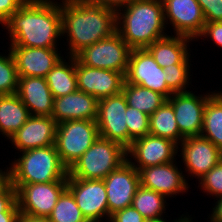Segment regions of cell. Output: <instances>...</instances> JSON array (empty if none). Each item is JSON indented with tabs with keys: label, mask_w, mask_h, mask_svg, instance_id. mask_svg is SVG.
Listing matches in <instances>:
<instances>
[{
	"label": "cell",
	"mask_w": 222,
	"mask_h": 222,
	"mask_svg": "<svg viewBox=\"0 0 222 222\" xmlns=\"http://www.w3.org/2000/svg\"><path fill=\"white\" fill-rule=\"evenodd\" d=\"M8 167L11 184L48 183L68 179L55 145L20 152Z\"/></svg>",
	"instance_id": "277c9868"
},
{
	"label": "cell",
	"mask_w": 222,
	"mask_h": 222,
	"mask_svg": "<svg viewBox=\"0 0 222 222\" xmlns=\"http://www.w3.org/2000/svg\"><path fill=\"white\" fill-rule=\"evenodd\" d=\"M57 123L51 116L31 115L25 124L10 138L16 150L23 152L55 144Z\"/></svg>",
	"instance_id": "ffe728a7"
},
{
	"label": "cell",
	"mask_w": 222,
	"mask_h": 222,
	"mask_svg": "<svg viewBox=\"0 0 222 222\" xmlns=\"http://www.w3.org/2000/svg\"><path fill=\"white\" fill-rule=\"evenodd\" d=\"M126 160V148L99 136L69 168L68 178L103 180Z\"/></svg>",
	"instance_id": "5b68a950"
},
{
	"label": "cell",
	"mask_w": 222,
	"mask_h": 222,
	"mask_svg": "<svg viewBox=\"0 0 222 222\" xmlns=\"http://www.w3.org/2000/svg\"><path fill=\"white\" fill-rule=\"evenodd\" d=\"M31 116L17 94L0 95V134L9 139Z\"/></svg>",
	"instance_id": "cb8c5ba5"
},
{
	"label": "cell",
	"mask_w": 222,
	"mask_h": 222,
	"mask_svg": "<svg viewBox=\"0 0 222 222\" xmlns=\"http://www.w3.org/2000/svg\"><path fill=\"white\" fill-rule=\"evenodd\" d=\"M179 222H193V221H192V217L191 216H189V215L187 216L185 214V216Z\"/></svg>",
	"instance_id": "bcb514c9"
},
{
	"label": "cell",
	"mask_w": 222,
	"mask_h": 222,
	"mask_svg": "<svg viewBox=\"0 0 222 222\" xmlns=\"http://www.w3.org/2000/svg\"><path fill=\"white\" fill-rule=\"evenodd\" d=\"M18 76L46 77L63 57L58 48L10 46ZM60 52V53H59Z\"/></svg>",
	"instance_id": "d6986e66"
},
{
	"label": "cell",
	"mask_w": 222,
	"mask_h": 222,
	"mask_svg": "<svg viewBox=\"0 0 222 222\" xmlns=\"http://www.w3.org/2000/svg\"><path fill=\"white\" fill-rule=\"evenodd\" d=\"M103 180L110 219L116 211L132 205L134 195L140 186V177L138 170L126 160Z\"/></svg>",
	"instance_id": "2e32d148"
},
{
	"label": "cell",
	"mask_w": 222,
	"mask_h": 222,
	"mask_svg": "<svg viewBox=\"0 0 222 222\" xmlns=\"http://www.w3.org/2000/svg\"><path fill=\"white\" fill-rule=\"evenodd\" d=\"M127 101L123 93L102 98L98 103L97 126L99 136L129 147V134L126 125Z\"/></svg>",
	"instance_id": "30bf717a"
},
{
	"label": "cell",
	"mask_w": 222,
	"mask_h": 222,
	"mask_svg": "<svg viewBox=\"0 0 222 222\" xmlns=\"http://www.w3.org/2000/svg\"><path fill=\"white\" fill-rule=\"evenodd\" d=\"M165 23L172 24L174 35L197 39L206 23L197 0H162Z\"/></svg>",
	"instance_id": "5bb4252c"
},
{
	"label": "cell",
	"mask_w": 222,
	"mask_h": 222,
	"mask_svg": "<svg viewBox=\"0 0 222 222\" xmlns=\"http://www.w3.org/2000/svg\"><path fill=\"white\" fill-rule=\"evenodd\" d=\"M211 38L218 47L222 48V21L220 22H206L201 34L195 41L199 38Z\"/></svg>",
	"instance_id": "74e56055"
},
{
	"label": "cell",
	"mask_w": 222,
	"mask_h": 222,
	"mask_svg": "<svg viewBox=\"0 0 222 222\" xmlns=\"http://www.w3.org/2000/svg\"><path fill=\"white\" fill-rule=\"evenodd\" d=\"M206 22L222 21V0H197Z\"/></svg>",
	"instance_id": "d590c367"
},
{
	"label": "cell",
	"mask_w": 222,
	"mask_h": 222,
	"mask_svg": "<svg viewBox=\"0 0 222 222\" xmlns=\"http://www.w3.org/2000/svg\"><path fill=\"white\" fill-rule=\"evenodd\" d=\"M199 182L198 187L207 195L222 197V159Z\"/></svg>",
	"instance_id": "836d02e7"
},
{
	"label": "cell",
	"mask_w": 222,
	"mask_h": 222,
	"mask_svg": "<svg viewBox=\"0 0 222 222\" xmlns=\"http://www.w3.org/2000/svg\"><path fill=\"white\" fill-rule=\"evenodd\" d=\"M20 213L34 217H48L67 189V180L48 183L12 184Z\"/></svg>",
	"instance_id": "ba28073f"
},
{
	"label": "cell",
	"mask_w": 222,
	"mask_h": 222,
	"mask_svg": "<svg viewBox=\"0 0 222 222\" xmlns=\"http://www.w3.org/2000/svg\"><path fill=\"white\" fill-rule=\"evenodd\" d=\"M67 189L88 222L109 220L104 180L68 178Z\"/></svg>",
	"instance_id": "9c48e42d"
},
{
	"label": "cell",
	"mask_w": 222,
	"mask_h": 222,
	"mask_svg": "<svg viewBox=\"0 0 222 222\" xmlns=\"http://www.w3.org/2000/svg\"><path fill=\"white\" fill-rule=\"evenodd\" d=\"M68 57L65 56L68 59V62H66L63 56L45 77L54 98L65 96L78 90L76 58L75 56Z\"/></svg>",
	"instance_id": "d4e9b609"
},
{
	"label": "cell",
	"mask_w": 222,
	"mask_h": 222,
	"mask_svg": "<svg viewBox=\"0 0 222 222\" xmlns=\"http://www.w3.org/2000/svg\"><path fill=\"white\" fill-rule=\"evenodd\" d=\"M215 91L207 99L200 136L211 141L222 151V92Z\"/></svg>",
	"instance_id": "484cf974"
},
{
	"label": "cell",
	"mask_w": 222,
	"mask_h": 222,
	"mask_svg": "<svg viewBox=\"0 0 222 222\" xmlns=\"http://www.w3.org/2000/svg\"><path fill=\"white\" fill-rule=\"evenodd\" d=\"M192 41L195 40L185 36L167 35L154 41L146 49L162 68L172 64H191L189 42Z\"/></svg>",
	"instance_id": "603a6c76"
},
{
	"label": "cell",
	"mask_w": 222,
	"mask_h": 222,
	"mask_svg": "<svg viewBox=\"0 0 222 222\" xmlns=\"http://www.w3.org/2000/svg\"><path fill=\"white\" fill-rule=\"evenodd\" d=\"M48 219L51 222H88L68 189L61 194Z\"/></svg>",
	"instance_id": "f546056e"
},
{
	"label": "cell",
	"mask_w": 222,
	"mask_h": 222,
	"mask_svg": "<svg viewBox=\"0 0 222 222\" xmlns=\"http://www.w3.org/2000/svg\"><path fill=\"white\" fill-rule=\"evenodd\" d=\"M178 150L188 177L198 181L222 159V151L202 136L185 137Z\"/></svg>",
	"instance_id": "4fadbf2b"
},
{
	"label": "cell",
	"mask_w": 222,
	"mask_h": 222,
	"mask_svg": "<svg viewBox=\"0 0 222 222\" xmlns=\"http://www.w3.org/2000/svg\"><path fill=\"white\" fill-rule=\"evenodd\" d=\"M62 2V3H61ZM60 2L62 37H67V56H75L83 48L116 32V12L85 0ZM66 33V34H65Z\"/></svg>",
	"instance_id": "7a4b0ae2"
},
{
	"label": "cell",
	"mask_w": 222,
	"mask_h": 222,
	"mask_svg": "<svg viewBox=\"0 0 222 222\" xmlns=\"http://www.w3.org/2000/svg\"><path fill=\"white\" fill-rule=\"evenodd\" d=\"M212 93L214 91L197 96L193 91L179 92L167 99L173 107L177 126L184 137L200 136L205 105Z\"/></svg>",
	"instance_id": "9a60e30c"
},
{
	"label": "cell",
	"mask_w": 222,
	"mask_h": 222,
	"mask_svg": "<svg viewBox=\"0 0 222 222\" xmlns=\"http://www.w3.org/2000/svg\"><path fill=\"white\" fill-rule=\"evenodd\" d=\"M27 0L2 25L9 46L58 48L62 39L60 3L57 0Z\"/></svg>",
	"instance_id": "6da1fadb"
},
{
	"label": "cell",
	"mask_w": 222,
	"mask_h": 222,
	"mask_svg": "<svg viewBox=\"0 0 222 222\" xmlns=\"http://www.w3.org/2000/svg\"><path fill=\"white\" fill-rule=\"evenodd\" d=\"M17 222H51L48 217H34L19 213Z\"/></svg>",
	"instance_id": "b9f144b4"
},
{
	"label": "cell",
	"mask_w": 222,
	"mask_h": 222,
	"mask_svg": "<svg viewBox=\"0 0 222 222\" xmlns=\"http://www.w3.org/2000/svg\"><path fill=\"white\" fill-rule=\"evenodd\" d=\"M89 4L100 5L117 12L124 8L126 5L131 4L135 0H85Z\"/></svg>",
	"instance_id": "ab89813d"
},
{
	"label": "cell",
	"mask_w": 222,
	"mask_h": 222,
	"mask_svg": "<svg viewBox=\"0 0 222 222\" xmlns=\"http://www.w3.org/2000/svg\"><path fill=\"white\" fill-rule=\"evenodd\" d=\"M131 48L115 32L112 36L83 48L75 58L91 68L108 69L126 74Z\"/></svg>",
	"instance_id": "52a82bcc"
},
{
	"label": "cell",
	"mask_w": 222,
	"mask_h": 222,
	"mask_svg": "<svg viewBox=\"0 0 222 222\" xmlns=\"http://www.w3.org/2000/svg\"><path fill=\"white\" fill-rule=\"evenodd\" d=\"M9 182L8 167L6 170L0 168V190Z\"/></svg>",
	"instance_id": "ee69618b"
},
{
	"label": "cell",
	"mask_w": 222,
	"mask_h": 222,
	"mask_svg": "<svg viewBox=\"0 0 222 222\" xmlns=\"http://www.w3.org/2000/svg\"><path fill=\"white\" fill-rule=\"evenodd\" d=\"M110 222H147V220L131 205L118 210L110 216Z\"/></svg>",
	"instance_id": "8d00e7d4"
},
{
	"label": "cell",
	"mask_w": 222,
	"mask_h": 222,
	"mask_svg": "<svg viewBox=\"0 0 222 222\" xmlns=\"http://www.w3.org/2000/svg\"><path fill=\"white\" fill-rule=\"evenodd\" d=\"M125 113L127 114L126 125L130 146L134 140L149 134V115L131 106H127Z\"/></svg>",
	"instance_id": "d6a6232c"
},
{
	"label": "cell",
	"mask_w": 222,
	"mask_h": 222,
	"mask_svg": "<svg viewBox=\"0 0 222 222\" xmlns=\"http://www.w3.org/2000/svg\"><path fill=\"white\" fill-rule=\"evenodd\" d=\"M191 64H172L164 67L165 81L167 86L174 92H188L189 81H192ZM187 89V90H186Z\"/></svg>",
	"instance_id": "1f68e13d"
},
{
	"label": "cell",
	"mask_w": 222,
	"mask_h": 222,
	"mask_svg": "<svg viewBox=\"0 0 222 222\" xmlns=\"http://www.w3.org/2000/svg\"><path fill=\"white\" fill-rule=\"evenodd\" d=\"M98 137L96 121L77 119L57 124L54 145L62 164L69 170Z\"/></svg>",
	"instance_id": "8992f818"
},
{
	"label": "cell",
	"mask_w": 222,
	"mask_h": 222,
	"mask_svg": "<svg viewBox=\"0 0 222 222\" xmlns=\"http://www.w3.org/2000/svg\"><path fill=\"white\" fill-rule=\"evenodd\" d=\"M122 93L128 106L136 108L149 116L167 100L164 95L156 91L128 82H124Z\"/></svg>",
	"instance_id": "83f0119b"
},
{
	"label": "cell",
	"mask_w": 222,
	"mask_h": 222,
	"mask_svg": "<svg viewBox=\"0 0 222 222\" xmlns=\"http://www.w3.org/2000/svg\"><path fill=\"white\" fill-rule=\"evenodd\" d=\"M78 90L91 94L98 100L120 94L125 75L108 69L91 68L76 59Z\"/></svg>",
	"instance_id": "e0dca14e"
},
{
	"label": "cell",
	"mask_w": 222,
	"mask_h": 222,
	"mask_svg": "<svg viewBox=\"0 0 222 222\" xmlns=\"http://www.w3.org/2000/svg\"><path fill=\"white\" fill-rule=\"evenodd\" d=\"M164 77V69L146 48L131 49L125 82L151 89L168 99L174 92L167 86Z\"/></svg>",
	"instance_id": "8fae6325"
},
{
	"label": "cell",
	"mask_w": 222,
	"mask_h": 222,
	"mask_svg": "<svg viewBox=\"0 0 222 222\" xmlns=\"http://www.w3.org/2000/svg\"><path fill=\"white\" fill-rule=\"evenodd\" d=\"M177 161L140 169V185L164 195L166 198L183 195L190 187ZM173 195V196H172Z\"/></svg>",
	"instance_id": "ac0fdd59"
},
{
	"label": "cell",
	"mask_w": 222,
	"mask_h": 222,
	"mask_svg": "<svg viewBox=\"0 0 222 222\" xmlns=\"http://www.w3.org/2000/svg\"><path fill=\"white\" fill-rule=\"evenodd\" d=\"M185 215L182 214L181 217H179L178 219L176 218V220L174 219L172 222H179ZM147 222H171V221H167V219L163 218L160 220H152V221H147Z\"/></svg>",
	"instance_id": "f6af8a7d"
},
{
	"label": "cell",
	"mask_w": 222,
	"mask_h": 222,
	"mask_svg": "<svg viewBox=\"0 0 222 222\" xmlns=\"http://www.w3.org/2000/svg\"><path fill=\"white\" fill-rule=\"evenodd\" d=\"M20 212H0V222H17Z\"/></svg>",
	"instance_id": "7bdbcfd3"
},
{
	"label": "cell",
	"mask_w": 222,
	"mask_h": 222,
	"mask_svg": "<svg viewBox=\"0 0 222 222\" xmlns=\"http://www.w3.org/2000/svg\"><path fill=\"white\" fill-rule=\"evenodd\" d=\"M149 133L169 139L177 145L184 140L185 137L180 133L173 107L168 100L149 116Z\"/></svg>",
	"instance_id": "4316f807"
},
{
	"label": "cell",
	"mask_w": 222,
	"mask_h": 222,
	"mask_svg": "<svg viewBox=\"0 0 222 222\" xmlns=\"http://www.w3.org/2000/svg\"><path fill=\"white\" fill-rule=\"evenodd\" d=\"M99 100L80 90L54 98L53 117L57 124L68 120H97Z\"/></svg>",
	"instance_id": "44dd1931"
},
{
	"label": "cell",
	"mask_w": 222,
	"mask_h": 222,
	"mask_svg": "<svg viewBox=\"0 0 222 222\" xmlns=\"http://www.w3.org/2000/svg\"><path fill=\"white\" fill-rule=\"evenodd\" d=\"M0 54V95L16 94L18 90V74L12 52Z\"/></svg>",
	"instance_id": "4dcf8cb0"
},
{
	"label": "cell",
	"mask_w": 222,
	"mask_h": 222,
	"mask_svg": "<svg viewBox=\"0 0 222 222\" xmlns=\"http://www.w3.org/2000/svg\"><path fill=\"white\" fill-rule=\"evenodd\" d=\"M16 94L31 115H52L54 97L45 77L18 76V90Z\"/></svg>",
	"instance_id": "7402d4cb"
},
{
	"label": "cell",
	"mask_w": 222,
	"mask_h": 222,
	"mask_svg": "<svg viewBox=\"0 0 222 222\" xmlns=\"http://www.w3.org/2000/svg\"><path fill=\"white\" fill-rule=\"evenodd\" d=\"M0 212H20L16 201V189L10 182L0 190Z\"/></svg>",
	"instance_id": "e575fe53"
},
{
	"label": "cell",
	"mask_w": 222,
	"mask_h": 222,
	"mask_svg": "<svg viewBox=\"0 0 222 222\" xmlns=\"http://www.w3.org/2000/svg\"><path fill=\"white\" fill-rule=\"evenodd\" d=\"M166 197L158 192L139 186L134 195L132 206L147 220L163 219Z\"/></svg>",
	"instance_id": "f1b7e54d"
},
{
	"label": "cell",
	"mask_w": 222,
	"mask_h": 222,
	"mask_svg": "<svg viewBox=\"0 0 222 222\" xmlns=\"http://www.w3.org/2000/svg\"><path fill=\"white\" fill-rule=\"evenodd\" d=\"M216 200L212 213L208 216L210 222H222V197L216 198Z\"/></svg>",
	"instance_id": "60d3db41"
},
{
	"label": "cell",
	"mask_w": 222,
	"mask_h": 222,
	"mask_svg": "<svg viewBox=\"0 0 222 222\" xmlns=\"http://www.w3.org/2000/svg\"><path fill=\"white\" fill-rule=\"evenodd\" d=\"M177 154L176 143L150 133L134 140L126 149L127 160L138 171L142 168L173 162Z\"/></svg>",
	"instance_id": "7c38bea8"
},
{
	"label": "cell",
	"mask_w": 222,
	"mask_h": 222,
	"mask_svg": "<svg viewBox=\"0 0 222 222\" xmlns=\"http://www.w3.org/2000/svg\"><path fill=\"white\" fill-rule=\"evenodd\" d=\"M166 27L162 0H135L116 12V32L131 49L167 36Z\"/></svg>",
	"instance_id": "3957f363"
},
{
	"label": "cell",
	"mask_w": 222,
	"mask_h": 222,
	"mask_svg": "<svg viewBox=\"0 0 222 222\" xmlns=\"http://www.w3.org/2000/svg\"><path fill=\"white\" fill-rule=\"evenodd\" d=\"M27 0H0V24L3 25Z\"/></svg>",
	"instance_id": "f35d334b"
}]
</instances>
